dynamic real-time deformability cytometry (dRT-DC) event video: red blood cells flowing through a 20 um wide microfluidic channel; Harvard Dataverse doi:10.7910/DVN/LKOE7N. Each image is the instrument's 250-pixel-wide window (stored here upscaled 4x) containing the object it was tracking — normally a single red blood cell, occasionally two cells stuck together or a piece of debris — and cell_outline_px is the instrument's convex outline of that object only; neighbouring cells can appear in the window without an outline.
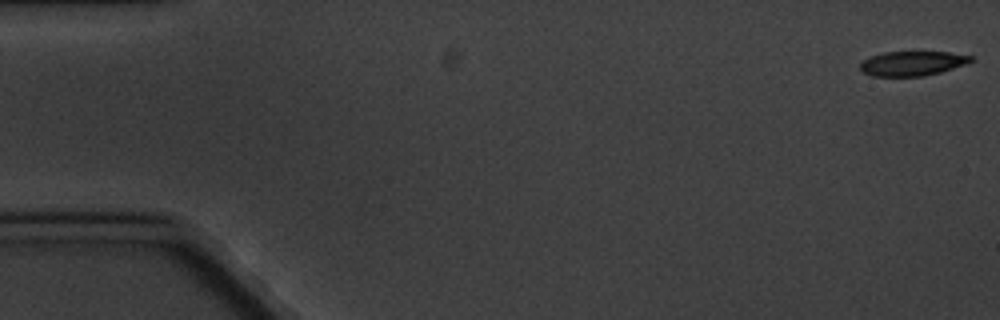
{"species": "common noctule bat (a hibernating species)", "species_latin": "Nyctalus noctula", "temperature_condition": "cold", "stored_images_in_passage": 6, "segment_of_instrument_passage": [1, 2], "camera_frame_rate_fps": 3000, "um_per_image_px": 0.085, "animal": {"sex": "male", "body_mass_g": 20.1, "forearm_length_mm": 53.5}, "frame": {"image": 1, "passage_image": 1, "time_ms": 0.0, "image_size_px": [1000, 320], "cell_outline_px": [[972, 60], [964, 64], [940, 72], [924, 76], [872, 76], [864, 72], [860, 68], [860, 64], [864, 60], [872, 56], [884, 52], [948, 52], [972, 56]], "centroid_in_image_um": [77.52, 5.39], "position_along_channel_um": 7.5, "area_um2": 15.55}}